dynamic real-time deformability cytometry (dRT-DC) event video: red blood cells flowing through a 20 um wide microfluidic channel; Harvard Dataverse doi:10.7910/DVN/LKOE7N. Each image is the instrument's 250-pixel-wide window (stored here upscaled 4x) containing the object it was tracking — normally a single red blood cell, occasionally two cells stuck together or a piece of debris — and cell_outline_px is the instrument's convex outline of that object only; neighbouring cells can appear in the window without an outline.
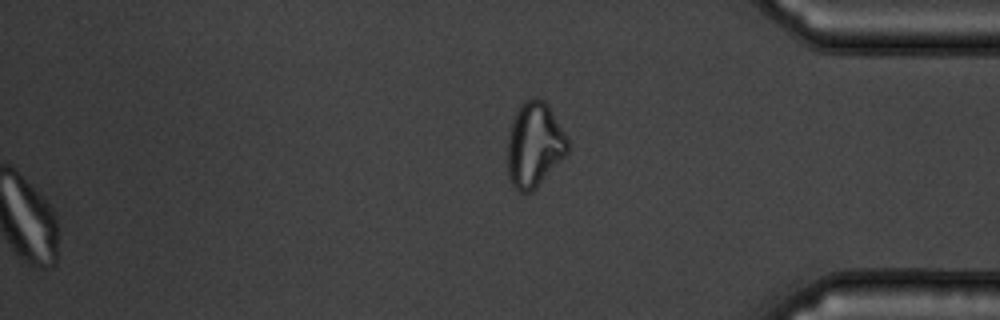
{"species": "common noctule bat (a hibernating species)", "species_latin": "Nyctalus noctula", "temperature_condition": "warm", "stored_images_in_passage": 50, "camera_frame_rate_fps": 3000, "um_per_image_px": 0.085, "animal": {"sex": "male", "body_mass_g": 19.5, "forearm_length_mm": 54.6}, "frame": {"image": 1, "passage_image": 50, "time_ms": 16.333, "image_size_px": [1000, 320], "cell_outline_px": [[568, 152], [536, 188], [532, 192], [520, 192], [512, 184], [508, 176], [508, 132], [512, 120], [516, 112], [524, 100], [536, 96], [544, 100], [548, 104], [568, 140]], "centroid_in_image_um": [45.41, 12.29], "position_along_channel_um": 389.8, "area_um2": 29.65}}